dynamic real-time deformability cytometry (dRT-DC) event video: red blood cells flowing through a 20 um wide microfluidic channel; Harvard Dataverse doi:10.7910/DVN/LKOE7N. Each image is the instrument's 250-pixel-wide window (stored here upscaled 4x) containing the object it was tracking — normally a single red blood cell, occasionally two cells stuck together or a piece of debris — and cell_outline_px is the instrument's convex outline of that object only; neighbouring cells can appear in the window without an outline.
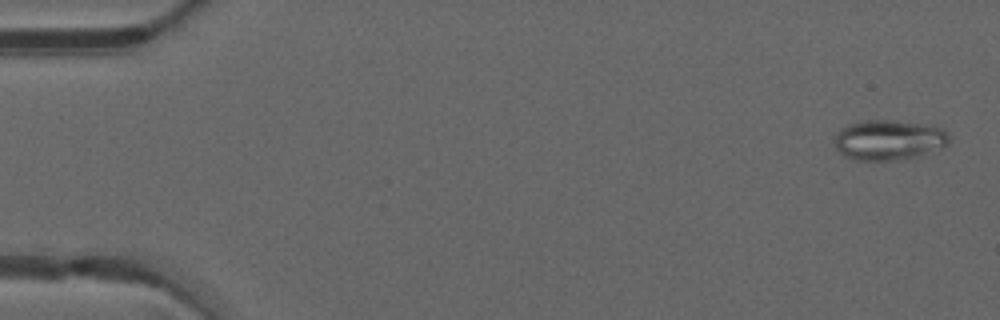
{"species": "common noctule bat (a hibernating species)", "species_latin": "Nyctalus noctula", "temperature_condition": "warm", "stored_images_in_passage": 49, "camera_frame_rate_fps": 3000, "um_per_image_px": 0.085, "animal": {"sex": "male", "forearm_length_mm": 52.5}, "frame": {"image": 1, "passage_image": 2, "time_ms": 0.333, "image_size_px": [1000, 320], "cell_outline_px": [[948, 144], [908, 160], [856, 160], [844, 156], [836, 148], [836, 132], [840, 128], [848, 124], [860, 120], [896, 120], [920, 124], [940, 128], [948, 132]], "centroid_in_image_um": [75.51, 11.9], "position_along_channel_um": 9.5, "area_um2": 26.82}}
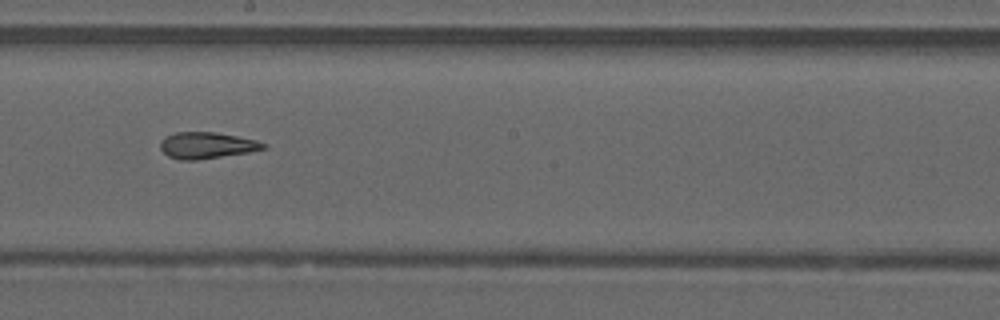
{"frame": {"image": 2, "passage_image": 28, "time_ms": 9.0, "image_size_px": [1000, 320], "cell_outline_px": [[268, 148], [248, 152], [196, 160], [180, 160], [168, 156], [160, 148], [160, 140], [176, 132], [216, 132], [256, 140], [268, 144]], "centroid_in_image_um": [17.59, 12.35], "position_along_channel_um": 230.6, "area_um2": 15.78}}
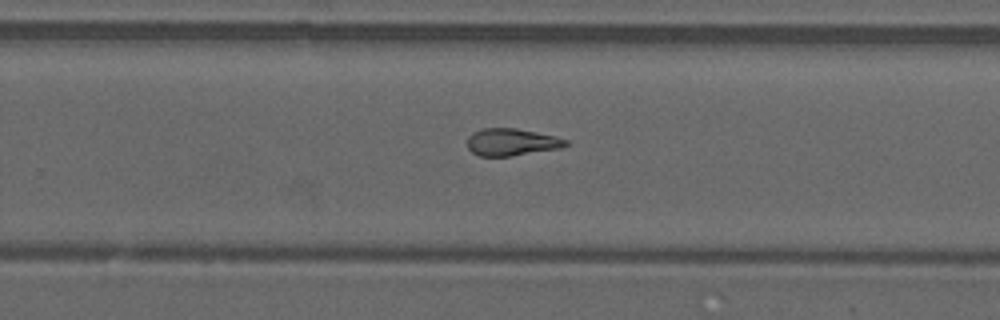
{"frame": {"image": 3, "passage_image": 32, "time_ms": 10.333, "image_size_px": [1000, 320], "cell_outline_px": [[568, 144], [564, 148], [512, 156], [480, 156], [472, 152], [468, 148], [468, 136], [472, 132], [484, 128], [516, 128], [556, 136], [568, 140]], "centroid_in_image_um": [43.52, 12.08], "position_along_channel_um": 286.3, "area_um2": 15.78}, "authors_computed_cell_mechanics": {"area_um2": 16.9354, "velocity_mm_per_s": 4.2058, "shape_relaxation_time_tau1_ms": null, "shape_relaxation_time_tau2_ms": 3.3451, "deformation_change_tau1": null, "deformation_change_tau2": 0.1186}}